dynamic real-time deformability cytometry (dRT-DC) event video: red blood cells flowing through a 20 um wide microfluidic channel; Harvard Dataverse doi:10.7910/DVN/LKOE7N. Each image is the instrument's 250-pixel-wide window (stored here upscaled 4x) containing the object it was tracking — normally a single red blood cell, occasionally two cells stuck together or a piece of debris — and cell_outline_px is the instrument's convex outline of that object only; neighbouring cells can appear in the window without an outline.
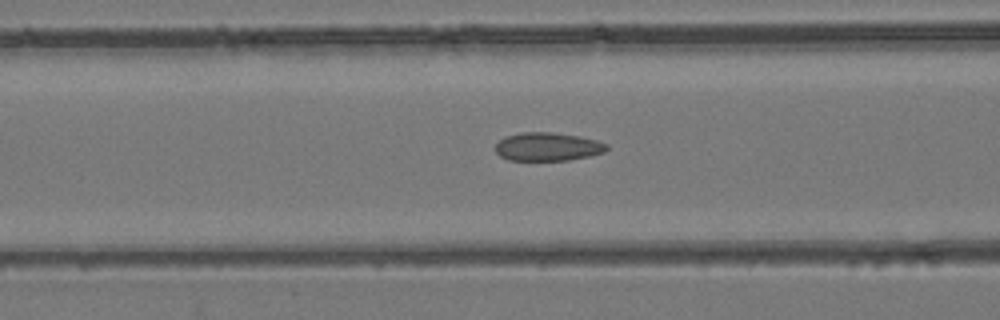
{"species": "common noctule bat (a hibernating species)", "species_latin": "Nyctalus noctula", "temperature_condition": "room temperature", "stored_images_in_passage": 35, "camera_frame_rate_fps": 3000, "um_per_image_px": 0.085, "animal": {"sex": "female", "body_mass_g": 24.6, "forearm_length_mm": 56.2}, "frame": {"image": 1, "passage_image": 13, "time_ms": 4.0, "image_size_px": [1000, 320], "cell_outline_px": [[608, 148], [604, 152], [592, 156], [568, 160], [508, 160], [500, 156], [492, 148], [504, 136], [520, 132], [552, 132], [580, 136], [596, 140], [608, 144]], "centroid_in_image_um": [46.53, 12.46], "position_along_channel_um": 120.1, "area_um2": 18.67}}
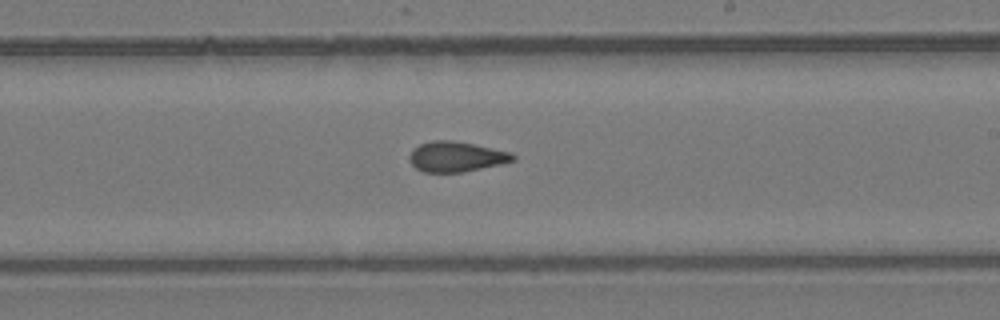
{"frame": {"image": 2, "passage_image": 22, "time_ms": 7.0, "image_size_px": [1000, 320], "cell_outline_px": [[516, 160], [500, 164], [464, 172], [424, 172], [416, 168], [408, 160], [408, 156], [412, 148], [420, 144], [432, 140], [452, 140], [512, 152], [516, 156]], "centroid_in_image_um": [38.76, 13.31], "position_along_channel_um": 250.2, "area_um2": 18.32}}
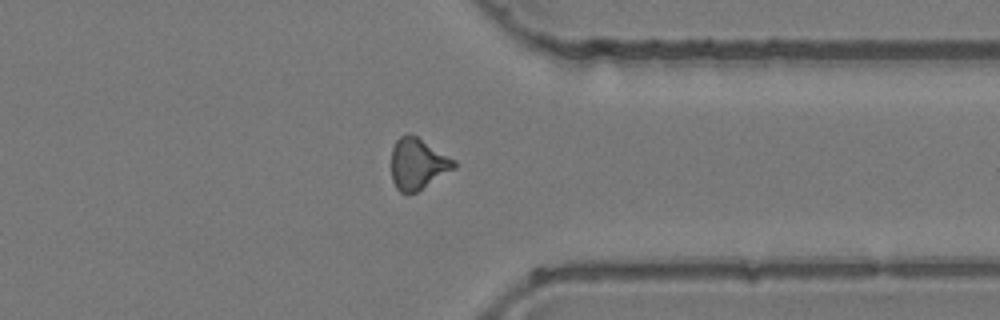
{"frame": {"image": 3, "passage_image": 31, "time_ms": 10.0, "image_size_px": [1000, 320], "cell_outline_px": [[456, 168], [416, 192], [408, 196], [400, 192], [396, 188], [392, 180], [392, 148], [396, 140], [400, 136], [416, 136], [456, 160]], "centroid_in_image_um": [35.51, 13.97], "position_along_channel_um": 375.9, "area_um2": 18.61}}